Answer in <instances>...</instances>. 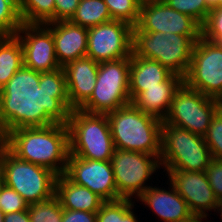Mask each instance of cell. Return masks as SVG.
Here are the masks:
<instances>
[{
  "mask_svg": "<svg viewBox=\"0 0 222 222\" xmlns=\"http://www.w3.org/2000/svg\"><path fill=\"white\" fill-rule=\"evenodd\" d=\"M5 146L19 159L65 174L69 131L61 114L44 105L12 109L5 124Z\"/></svg>",
  "mask_w": 222,
  "mask_h": 222,
  "instance_id": "cell-1",
  "label": "cell"
},
{
  "mask_svg": "<svg viewBox=\"0 0 222 222\" xmlns=\"http://www.w3.org/2000/svg\"><path fill=\"white\" fill-rule=\"evenodd\" d=\"M15 36L22 45L27 81L45 97L58 83L62 72L52 32L44 24L23 23Z\"/></svg>",
  "mask_w": 222,
  "mask_h": 222,
  "instance_id": "cell-2",
  "label": "cell"
},
{
  "mask_svg": "<svg viewBox=\"0 0 222 222\" xmlns=\"http://www.w3.org/2000/svg\"><path fill=\"white\" fill-rule=\"evenodd\" d=\"M115 149L161 154L162 120L132 103L106 114Z\"/></svg>",
  "mask_w": 222,
  "mask_h": 222,
  "instance_id": "cell-3",
  "label": "cell"
},
{
  "mask_svg": "<svg viewBox=\"0 0 222 222\" xmlns=\"http://www.w3.org/2000/svg\"><path fill=\"white\" fill-rule=\"evenodd\" d=\"M69 131V154L110 161L115 150L106 114L73 109L61 114Z\"/></svg>",
  "mask_w": 222,
  "mask_h": 222,
  "instance_id": "cell-4",
  "label": "cell"
},
{
  "mask_svg": "<svg viewBox=\"0 0 222 222\" xmlns=\"http://www.w3.org/2000/svg\"><path fill=\"white\" fill-rule=\"evenodd\" d=\"M44 97L27 81L23 50L15 36H0V103L12 109L43 105Z\"/></svg>",
  "mask_w": 222,
  "mask_h": 222,
  "instance_id": "cell-5",
  "label": "cell"
},
{
  "mask_svg": "<svg viewBox=\"0 0 222 222\" xmlns=\"http://www.w3.org/2000/svg\"><path fill=\"white\" fill-rule=\"evenodd\" d=\"M98 67L99 62L87 56L70 61L62 67L61 77L44 97L43 105L59 114L79 109L91 97Z\"/></svg>",
  "mask_w": 222,
  "mask_h": 222,
  "instance_id": "cell-6",
  "label": "cell"
},
{
  "mask_svg": "<svg viewBox=\"0 0 222 222\" xmlns=\"http://www.w3.org/2000/svg\"><path fill=\"white\" fill-rule=\"evenodd\" d=\"M159 160L163 170L200 172L209 166L212 155L204 137L162 121Z\"/></svg>",
  "mask_w": 222,
  "mask_h": 222,
  "instance_id": "cell-7",
  "label": "cell"
},
{
  "mask_svg": "<svg viewBox=\"0 0 222 222\" xmlns=\"http://www.w3.org/2000/svg\"><path fill=\"white\" fill-rule=\"evenodd\" d=\"M2 183L11 187L29 204L55 195L57 174L52 170L19 159L6 146L0 152Z\"/></svg>",
  "mask_w": 222,
  "mask_h": 222,
  "instance_id": "cell-8",
  "label": "cell"
},
{
  "mask_svg": "<svg viewBox=\"0 0 222 222\" xmlns=\"http://www.w3.org/2000/svg\"><path fill=\"white\" fill-rule=\"evenodd\" d=\"M194 44L186 35L144 32L133 27L132 52L138 57L158 61L182 78L189 70Z\"/></svg>",
  "mask_w": 222,
  "mask_h": 222,
  "instance_id": "cell-9",
  "label": "cell"
},
{
  "mask_svg": "<svg viewBox=\"0 0 222 222\" xmlns=\"http://www.w3.org/2000/svg\"><path fill=\"white\" fill-rule=\"evenodd\" d=\"M130 57L99 62L91 97L79 108L88 113L107 114L131 103Z\"/></svg>",
  "mask_w": 222,
  "mask_h": 222,
  "instance_id": "cell-10",
  "label": "cell"
},
{
  "mask_svg": "<svg viewBox=\"0 0 222 222\" xmlns=\"http://www.w3.org/2000/svg\"><path fill=\"white\" fill-rule=\"evenodd\" d=\"M114 172L118 199L136 200L147 188L154 173L160 172V160L155 155L115 149L110 160ZM149 181V183H147ZM149 184V185H148ZM134 198V199H133Z\"/></svg>",
  "mask_w": 222,
  "mask_h": 222,
  "instance_id": "cell-11",
  "label": "cell"
},
{
  "mask_svg": "<svg viewBox=\"0 0 222 222\" xmlns=\"http://www.w3.org/2000/svg\"><path fill=\"white\" fill-rule=\"evenodd\" d=\"M217 111V99L203 95L183 82L175 91L162 121L204 137Z\"/></svg>",
  "mask_w": 222,
  "mask_h": 222,
  "instance_id": "cell-12",
  "label": "cell"
},
{
  "mask_svg": "<svg viewBox=\"0 0 222 222\" xmlns=\"http://www.w3.org/2000/svg\"><path fill=\"white\" fill-rule=\"evenodd\" d=\"M183 82L203 95L222 96V44L203 37L195 42L189 70Z\"/></svg>",
  "mask_w": 222,
  "mask_h": 222,
  "instance_id": "cell-13",
  "label": "cell"
},
{
  "mask_svg": "<svg viewBox=\"0 0 222 222\" xmlns=\"http://www.w3.org/2000/svg\"><path fill=\"white\" fill-rule=\"evenodd\" d=\"M133 27L111 20L88 28L86 56L94 61H114L132 54Z\"/></svg>",
  "mask_w": 222,
  "mask_h": 222,
  "instance_id": "cell-14",
  "label": "cell"
},
{
  "mask_svg": "<svg viewBox=\"0 0 222 222\" xmlns=\"http://www.w3.org/2000/svg\"><path fill=\"white\" fill-rule=\"evenodd\" d=\"M136 26L144 32L186 35L194 43L202 37V26L195 19L175 11L165 2L142 5Z\"/></svg>",
  "mask_w": 222,
  "mask_h": 222,
  "instance_id": "cell-15",
  "label": "cell"
},
{
  "mask_svg": "<svg viewBox=\"0 0 222 222\" xmlns=\"http://www.w3.org/2000/svg\"><path fill=\"white\" fill-rule=\"evenodd\" d=\"M65 175L75 184L87 187L104 201L118 200L110 161L88 160L69 154Z\"/></svg>",
  "mask_w": 222,
  "mask_h": 222,
  "instance_id": "cell-16",
  "label": "cell"
},
{
  "mask_svg": "<svg viewBox=\"0 0 222 222\" xmlns=\"http://www.w3.org/2000/svg\"><path fill=\"white\" fill-rule=\"evenodd\" d=\"M163 172L177 193L186 201L190 212L194 216L208 220V211L215 212L218 200L205 171L163 170Z\"/></svg>",
  "mask_w": 222,
  "mask_h": 222,
  "instance_id": "cell-17",
  "label": "cell"
},
{
  "mask_svg": "<svg viewBox=\"0 0 222 222\" xmlns=\"http://www.w3.org/2000/svg\"><path fill=\"white\" fill-rule=\"evenodd\" d=\"M169 187L150 186L135 201L152 210L159 222H172L190 219V212L186 201L177 193L175 187L167 180Z\"/></svg>",
  "mask_w": 222,
  "mask_h": 222,
  "instance_id": "cell-18",
  "label": "cell"
},
{
  "mask_svg": "<svg viewBox=\"0 0 222 222\" xmlns=\"http://www.w3.org/2000/svg\"><path fill=\"white\" fill-rule=\"evenodd\" d=\"M53 35L55 54L60 67L87 53L88 28L69 21L44 24Z\"/></svg>",
  "mask_w": 222,
  "mask_h": 222,
  "instance_id": "cell-19",
  "label": "cell"
},
{
  "mask_svg": "<svg viewBox=\"0 0 222 222\" xmlns=\"http://www.w3.org/2000/svg\"><path fill=\"white\" fill-rule=\"evenodd\" d=\"M183 83V78L177 74H171L158 86L144 87V91L138 94L131 103L141 111L151 114L161 120L169 111L171 100L175 91Z\"/></svg>",
  "mask_w": 222,
  "mask_h": 222,
  "instance_id": "cell-20",
  "label": "cell"
},
{
  "mask_svg": "<svg viewBox=\"0 0 222 222\" xmlns=\"http://www.w3.org/2000/svg\"><path fill=\"white\" fill-rule=\"evenodd\" d=\"M55 196L63 209L97 212L104 200L87 187L72 182L65 174L58 175Z\"/></svg>",
  "mask_w": 222,
  "mask_h": 222,
  "instance_id": "cell-21",
  "label": "cell"
},
{
  "mask_svg": "<svg viewBox=\"0 0 222 222\" xmlns=\"http://www.w3.org/2000/svg\"><path fill=\"white\" fill-rule=\"evenodd\" d=\"M172 72L158 61L136 56H130L129 94L131 101L144 91V87L158 86Z\"/></svg>",
  "mask_w": 222,
  "mask_h": 222,
  "instance_id": "cell-22",
  "label": "cell"
},
{
  "mask_svg": "<svg viewBox=\"0 0 222 222\" xmlns=\"http://www.w3.org/2000/svg\"><path fill=\"white\" fill-rule=\"evenodd\" d=\"M108 6L104 0H80L75 14L70 19L74 24L90 28L111 21Z\"/></svg>",
  "mask_w": 222,
  "mask_h": 222,
  "instance_id": "cell-23",
  "label": "cell"
},
{
  "mask_svg": "<svg viewBox=\"0 0 222 222\" xmlns=\"http://www.w3.org/2000/svg\"><path fill=\"white\" fill-rule=\"evenodd\" d=\"M18 5L23 23H54V0H18Z\"/></svg>",
  "mask_w": 222,
  "mask_h": 222,
  "instance_id": "cell-24",
  "label": "cell"
},
{
  "mask_svg": "<svg viewBox=\"0 0 222 222\" xmlns=\"http://www.w3.org/2000/svg\"><path fill=\"white\" fill-rule=\"evenodd\" d=\"M27 211L31 222L62 221L63 208L55 195L48 200L29 204Z\"/></svg>",
  "mask_w": 222,
  "mask_h": 222,
  "instance_id": "cell-25",
  "label": "cell"
},
{
  "mask_svg": "<svg viewBox=\"0 0 222 222\" xmlns=\"http://www.w3.org/2000/svg\"><path fill=\"white\" fill-rule=\"evenodd\" d=\"M22 24L18 0H0V36L15 35Z\"/></svg>",
  "mask_w": 222,
  "mask_h": 222,
  "instance_id": "cell-26",
  "label": "cell"
},
{
  "mask_svg": "<svg viewBox=\"0 0 222 222\" xmlns=\"http://www.w3.org/2000/svg\"><path fill=\"white\" fill-rule=\"evenodd\" d=\"M112 20H119L136 26L139 20L141 5L137 0H104Z\"/></svg>",
  "mask_w": 222,
  "mask_h": 222,
  "instance_id": "cell-27",
  "label": "cell"
},
{
  "mask_svg": "<svg viewBox=\"0 0 222 222\" xmlns=\"http://www.w3.org/2000/svg\"><path fill=\"white\" fill-rule=\"evenodd\" d=\"M164 2L175 11L191 16L201 26L211 10L205 0H164Z\"/></svg>",
  "mask_w": 222,
  "mask_h": 222,
  "instance_id": "cell-28",
  "label": "cell"
},
{
  "mask_svg": "<svg viewBox=\"0 0 222 222\" xmlns=\"http://www.w3.org/2000/svg\"><path fill=\"white\" fill-rule=\"evenodd\" d=\"M204 139L210 149L212 159L222 160V114L219 111L211 119Z\"/></svg>",
  "mask_w": 222,
  "mask_h": 222,
  "instance_id": "cell-29",
  "label": "cell"
},
{
  "mask_svg": "<svg viewBox=\"0 0 222 222\" xmlns=\"http://www.w3.org/2000/svg\"><path fill=\"white\" fill-rule=\"evenodd\" d=\"M202 37L210 42L222 44V7L210 10L202 25Z\"/></svg>",
  "mask_w": 222,
  "mask_h": 222,
  "instance_id": "cell-30",
  "label": "cell"
},
{
  "mask_svg": "<svg viewBox=\"0 0 222 222\" xmlns=\"http://www.w3.org/2000/svg\"><path fill=\"white\" fill-rule=\"evenodd\" d=\"M0 208L4 214L28 209V203L11 187L0 183Z\"/></svg>",
  "mask_w": 222,
  "mask_h": 222,
  "instance_id": "cell-31",
  "label": "cell"
},
{
  "mask_svg": "<svg viewBox=\"0 0 222 222\" xmlns=\"http://www.w3.org/2000/svg\"><path fill=\"white\" fill-rule=\"evenodd\" d=\"M209 184L214 192L217 200L222 199V160L212 159L209 166L206 168Z\"/></svg>",
  "mask_w": 222,
  "mask_h": 222,
  "instance_id": "cell-32",
  "label": "cell"
},
{
  "mask_svg": "<svg viewBox=\"0 0 222 222\" xmlns=\"http://www.w3.org/2000/svg\"><path fill=\"white\" fill-rule=\"evenodd\" d=\"M54 22L69 21L76 12L80 0H54Z\"/></svg>",
  "mask_w": 222,
  "mask_h": 222,
  "instance_id": "cell-33",
  "label": "cell"
},
{
  "mask_svg": "<svg viewBox=\"0 0 222 222\" xmlns=\"http://www.w3.org/2000/svg\"><path fill=\"white\" fill-rule=\"evenodd\" d=\"M96 215L97 222H119V199L104 201Z\"/></svg>",
  "mask_w": 222,
  "mask_h": 222,
  "instance_id": "cell-34",
  "label": "cell"
},
{
  "mask_svg": "<svg viewBox=\"0 0 222 222\" xmlns=\"http://www.w3.org/2000/svg\"><path fill=\"white\" fill-rule=\"evenodd\" d=\"M135 205L137 204L134 200L119 199V222H140L139 216L134 212L137 207Z\"/></svg>",
  "mask_w": 222,
  "mask_h": 222,
  "instance_id": "cell-35",
  "label": "cell"
},
{
  "mask_svg": "<svg viewBox=\"0 0 222 222\" xmlns=\"http://www.w3.org/2000/svg\"><path fill=\"white\" fill-rule=\"evenodd\" d=\"M61 222H97L96 212L63 209Z\"/></svg>",
  "mask_w": 222,
  "mask_h": 222,
  "instance_id": "cell-36",
  "label": "cell"
},
{
  "mask_svg": "<svg viewBox=\"0 0 222 222\" xmlns=\"http://www.w3.org/2000/svg\"><path fill=\"white\" fill-rule=\"evenodd\" d=\"M11 110L10 106L0 103V152L5 146V124Z\"/></svg>",
  "mask_w": 222,
  "mask_h": 222,
  "instance_id": "cell-37",
  "label": "cell"
},
{
  "mask_svg": "<svg viewBox=\"0 0 222 222\" xmlns=\"http://www.w3.org/2000/svg\"><path fill=\"white\" fill-rule=\"evenodd\" d=\"M4 222H31L28 211L22 210L4 214Z\"/></svg>",
  "mask_w": 222,
  "mask_h": 222,
  "instance_id": "cell-38",
  "label": "cell"
},
{
  "mask_svg": "<svg viewBox=\"0 0 222 222\" xmlns=\"http://www.w3.org/2000/svg\"><path fill=\"white\" fill-rule=\"evenodd\" d=\"M203 218L197 217V216H192L190 219L187 220H181V221H172V222H203ZM205 222H209V221H205Z\"/></svg>",
  "mask_w": 222,
  "mask_h": 222,
  "instance_id": "cell-39",
  "label": "cell"
},
{
  "mask_svg": "<svg viewBox=\"0 0 222 222\" xmlns=\"http://www.w3.org/2000/svg\"><path fill=\"white\" fill-rule=\"evenodd\" d=\"M215 212L220 214V220L222 221V199L221 200H218V203H217V206H216V209H215ZM211 222V220H210Z\"/></svg>",
  "mask_w": 222,
  "mask_h": 222,
  "instance_id": "cell-40",
  "label": "cell"
},
{
  "mask_svg": "<svg viewBox=\"0 0 222 222\" xmlns=\"http://www.w3.org/2000/svg\"><path fill=\"white\" fill-rule=\"evenodd\" d=\"M210 9L218 8V0H205Z\"/></svg>",
  "mask_w": 222,
  "mask_h": 222,
  "instance_id": "cell-41",
  "label": "cell"
},
{
  "mask_svg": "<svg viewBox=\"0 0 222 222\" xmlns=\"http://www.w3.org/2000/svg\"><path fill=\"white\" fill-rule=\"evenodd\" d=\"M137 1L141 6L149 3L164 2V0H137Z\"/></svg>",
  "mask_w": 222,
  "mask_h": 222,
  "instance_id": "cell-42",
  "label": "cell"
},
{
  "mask_svg": "<svg viewBox=\"0 0 222 222\" xmlns=\"http://www.w3.org/2000/svg\"><path fill=\"white\" fill-rule=\"evenodd\" d=\"M218 101V111L222 114V96L217 99Z\"/></svg>",
  "mask_w": 222,
  "mask_h": 222,
  "instance_id": "cell-43",
  "label": "cell"
},
{
  "mask_svg": "<svg viewBox=\"0 0 222 222\" xmlns=\"http://www.w3.org/2000/svg\"><path fill=\"white\" fill-rule=\"evenodd\" d=\"M0 222H4V213L2 212L0 208Z\"/></svg>",
  "mask_w": 222,
  "mask_h": 222,
  "instance_id": "cell-44",
  "label": "cell"
},
{
  "mask_svg": "<svg viewBox=\"0 0 222 222\" xmlns=\"http://www.w3.org/2000/svg\"><path fill=\"white\" fill-rule=\"evenodd\" d=\"M218 7H222V0H218Z\"/></svg>",
  "mask_w": 222,
  "mask_h": 222,
  "instance_id": "cell-45",
  "label": "cell"
},
{
  "mask_svg": "<svg viewBox=\"0 0 222 222\" xmlns=\"http://www.w3.org/2000/svg\"><path fill=\"white\" fill-rule=\"evenodd\" d=\"M2 182V178H1V161H0V183Z\"/></svg>",
  "mask_w": 222,
  "mask_h": 222,
  "instance_id": "cell-46",
  "label": "cell"
}]
</instances>
